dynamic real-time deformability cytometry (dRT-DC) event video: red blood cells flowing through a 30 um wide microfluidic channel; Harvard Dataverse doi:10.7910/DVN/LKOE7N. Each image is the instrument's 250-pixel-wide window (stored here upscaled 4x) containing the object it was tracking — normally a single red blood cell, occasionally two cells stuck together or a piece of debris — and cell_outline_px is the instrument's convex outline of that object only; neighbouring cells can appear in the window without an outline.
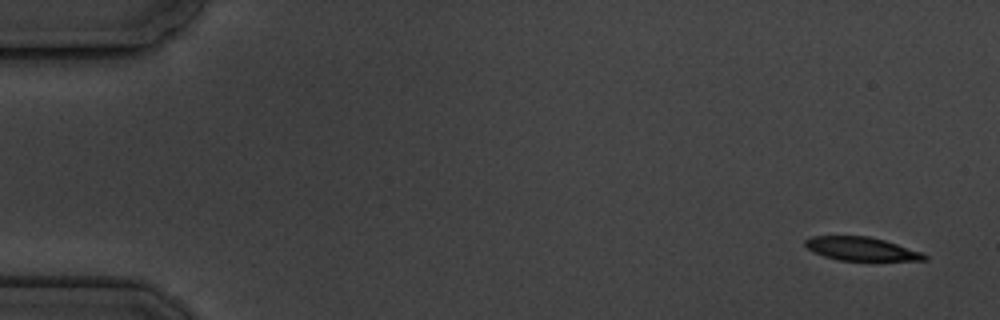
{"species": "common noctule bat (a hibernating species)", "species_latin": "Nyctalus noctula", "temperature_condition": "cold", "stored_images_in_passage": 5, "camera_frame_rate_fps": 3000, "um_per_image_px": 0.085, "animal": {"sex": "male", "body_mass_g": 19.5, "forearm_length_mm": 54.6}, "frame": {"image": 1, "passage_image": 1, "time_ms": 0.0, "image_size_px": [1000, 320], "cell_outline_px": [[928, 260], [840, 260], [824, 256], [808, 248], [804, 244], [804, 240], [812, 236], [868, 236], [884, 240], [920, 252], [928, 256]], "centroid_in_image_um": [73.19, 21.14], "position_along_channel_um": 11.8, "area_um2": 15.95}}
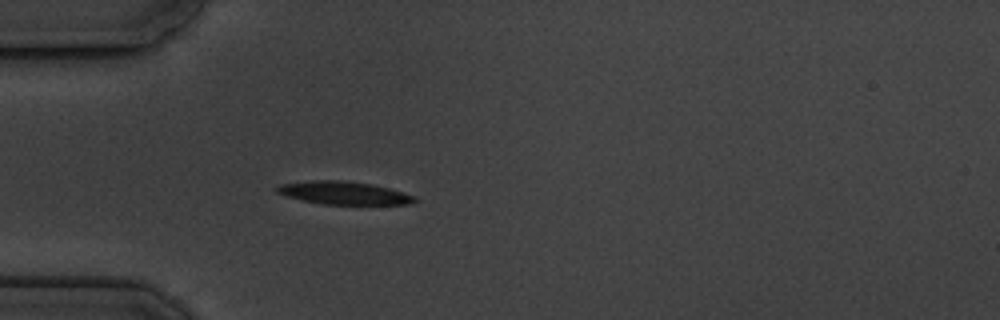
{"frame": {"image": 2, "passage_image": 5, "time_ms": 4.667, "image_size_px": [1000, 320], "cell_outline_px": [[416, 200], [408, 204], [324, 204], [300, 200], [276, 192], [276, 188], [280, 184], [312, 180], [344, 180], [372, 184], [388, 188], [416, 196]], "centroid_in_image_um": [29.2, 16.39], "position_along_channel_um": 55.8, "area_um2": 18.26}}